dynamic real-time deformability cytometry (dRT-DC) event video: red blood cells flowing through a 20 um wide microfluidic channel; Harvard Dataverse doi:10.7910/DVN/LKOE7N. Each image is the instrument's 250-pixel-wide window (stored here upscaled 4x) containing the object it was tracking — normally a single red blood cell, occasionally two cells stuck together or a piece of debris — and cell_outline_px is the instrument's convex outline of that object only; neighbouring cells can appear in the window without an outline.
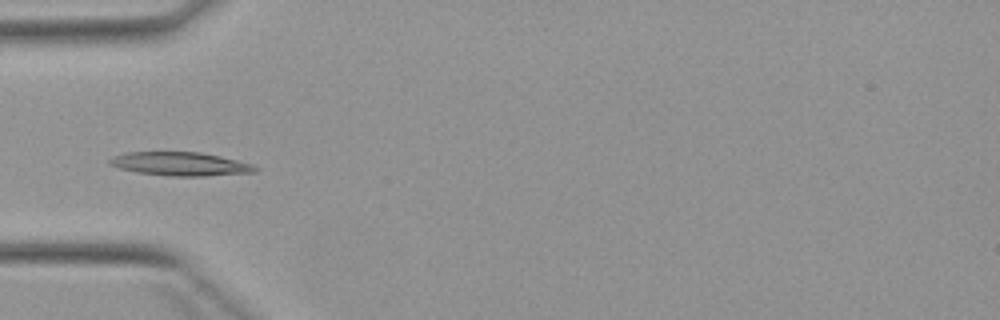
{"species": "Egyptian fruit bat (a non-hibernating species)", "species_latin": "Rousettus aegyptiacus", "temperature_condition": "warm", "stored_images_in_passage": 3, "camera_frame_rate_fps": 3000, "um_per_image_px": 0.085, "animal": {"sex": "female"}, "frame": {"image": 1, "passage_image": 3, "time_ms": 3.0, "image_size_px": [1000, 320], "cell_outline_px": [[260, 168], [256, 172], [204, 176], [168, 176], [136, 172], [120, 168], [108, 164], [108, 160], [112, 156], [124, 152], [200, 152], [220, 156], [252, 164]], "centroid_in_image_um": [15.3, 13.93], "position_along_channel_um": 69.7, "area_um2": 20.11}}